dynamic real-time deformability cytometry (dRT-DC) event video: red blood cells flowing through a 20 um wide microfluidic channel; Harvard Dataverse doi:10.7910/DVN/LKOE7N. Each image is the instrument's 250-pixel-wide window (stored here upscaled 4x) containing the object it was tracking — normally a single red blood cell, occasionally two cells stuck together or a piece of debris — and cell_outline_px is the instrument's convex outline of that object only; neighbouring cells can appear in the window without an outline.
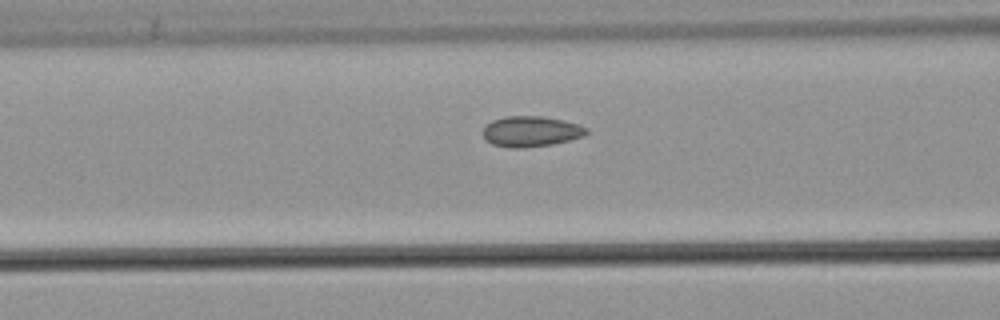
{"species": "common noctule bat (a hibernating species)", "species_latin": "Nyctalus noctula", "temperature_condition": "warm", "stored_images_in_passage": 31, "camera_frame_rate_fps": 3000, "um_per_image_px": 0.085, "animal": {"sex": "male", "body_mass_g": 21.5, "forearm_length_mm": 52.0}, "frame": {"image": 1, "passage_image": 5, "time_ms": 1.333, "image_size_px": [1000, 320], "cell_outline_px": [[588, 132], [584, 136], [552, 144], [524, 148], [508, 148], [492, 144], [484, 140], [480, 132], [492, 120], [504, 116], [544, 116], [580, 124], [588, 128]], "centroid_in_image_um": [45.1, 11.17], "position_along_channel_um": 121.5, "area_um2": 18.73}}
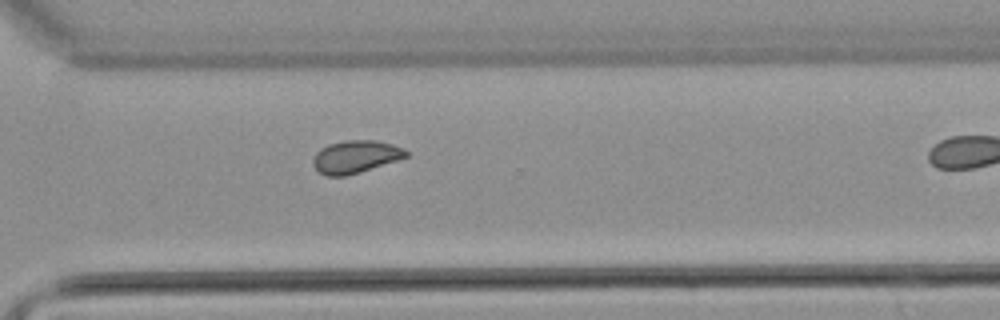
{"frame": {"image": 2, "passage_image": 22, "time_ms": 7.0, "image_size_px": [1000, 320], "cell_outline_px": [[408, 156], [400, 160], [344, 176], [328, 176], [320, 172], [312, 164], [312, 160], [316, 152], [320, 148], [328, 144], [344, 140], [376, 140], [404, 148], [408, 152]], "centroid_in_image_um": [30.22, 13.31], "position_along_channel_um": 340.4, "area_um2": 17.69}, "authors_computed_cell_mechanics": {"area_um2": 17.7446, "velocity_mm_per_s": 3.8658, "shape_relaxation_time_tau1_ms": null, "shape_relaxation_time_tau2_ms": 1.0552, "deformation_change_tau1": null, "deformation_change_tau2": 0.0396}}